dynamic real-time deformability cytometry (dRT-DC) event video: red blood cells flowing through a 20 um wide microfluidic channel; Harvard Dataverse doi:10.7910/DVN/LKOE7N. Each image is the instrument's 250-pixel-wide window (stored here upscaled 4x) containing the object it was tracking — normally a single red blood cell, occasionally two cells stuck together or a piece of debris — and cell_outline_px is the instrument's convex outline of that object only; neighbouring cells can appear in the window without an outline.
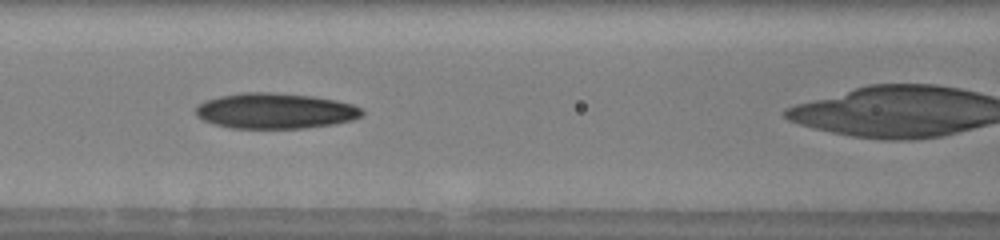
{"species": "human", "species_latin": "Homo sapiens", "temperature_condition": "warm", "stored_images_in_passage": 17, "camera_frame_rate_fps": 3000, "um_per_image_px": 0.085, "donor": {"sex": "male"}, "frame": {"image": 1, "passage_image": 5, "time_ms": 2.333, "image_size_px": [1000, 240], "cell_outline_px": [[364, 112], [360, 116], [352, 120], [336, 124], [304, 128], [232, 128], [216, 124], [204, 120], [196, 116], [196, 104], [204, 100], [220, 96], [244, 92], [268, 92], [312, 96], [336, 100], [352, 104], [364, 108]], "centroid_in_image_um": [23.4, 9.42], "position_along_channel_um": 143.2, "area_um2": 34.56}}